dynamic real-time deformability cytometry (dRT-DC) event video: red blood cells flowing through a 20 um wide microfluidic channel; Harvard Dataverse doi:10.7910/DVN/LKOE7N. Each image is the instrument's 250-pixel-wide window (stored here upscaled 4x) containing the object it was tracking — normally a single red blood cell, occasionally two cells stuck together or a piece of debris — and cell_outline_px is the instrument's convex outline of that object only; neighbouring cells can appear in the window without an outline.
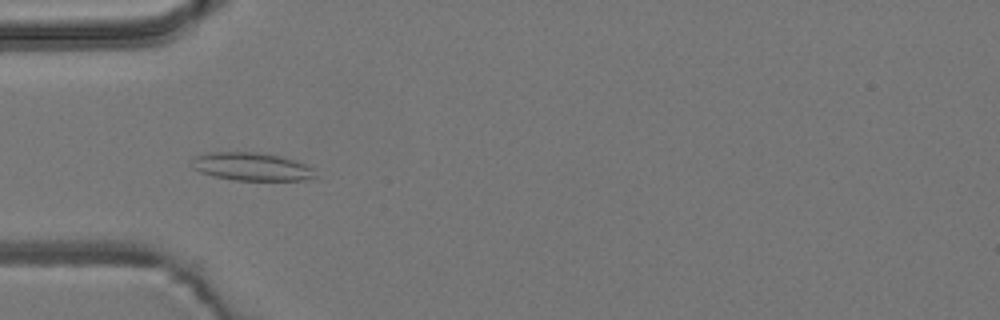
{"species": "common noctule bat (a hibernating species)", "species_latin": "Nyctalus noctula", "temperature_condition": "room temperature", "stored_images_in_passage": 43, "camera_frame_rate_fps": 3000, "um_per_image_px": 0.085, "animal": {"sex": "male", "body_mass_g": 19.2, "forearm_length_mm": 51.8}, "frame": {"image": 1, "passage_image": 16, "time_ms": 5.0, "image_size_px": [1000, 320], "cell_outline_px": [[316, 176], [304, 180], [236, 180], [212, 176], [200, 172], [192, 168], [192, 156], [208, 152], [256, 152], [280, 156], [296, 160], [312, 168]], "centroid_in_image_um": [21.33, 14.15], "position_along_channel_um": 63.7, "area_um2": 20.23}}
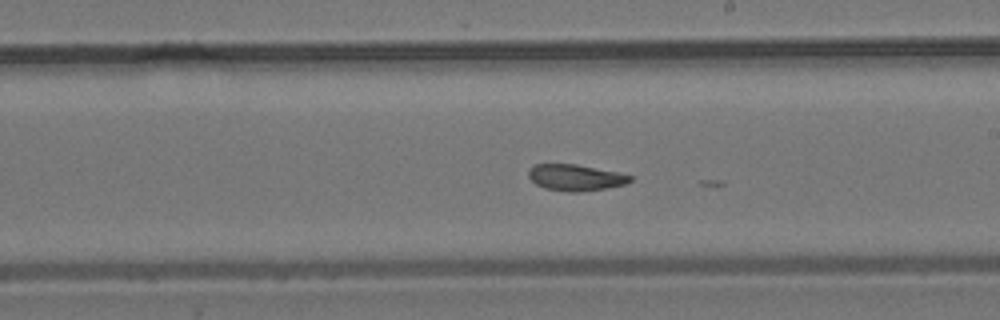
{"frame": {"image": 2, "passage_image": 30, "time_ms": 9.667, "image_size_px": [1000, 320], "cell_outline_px": [[632, 180], [624, 184], [604, 188], [576, 192], [568, 192], [544, 188], [536, 184], [528, 176], [528, 172], [536, 164], [576, 164], [616, 172], [632, 176]], "centroid_in_image_um": [48.89, 15.09], "position_along_channel_um": 240.1, "area_um2": 15.26}}
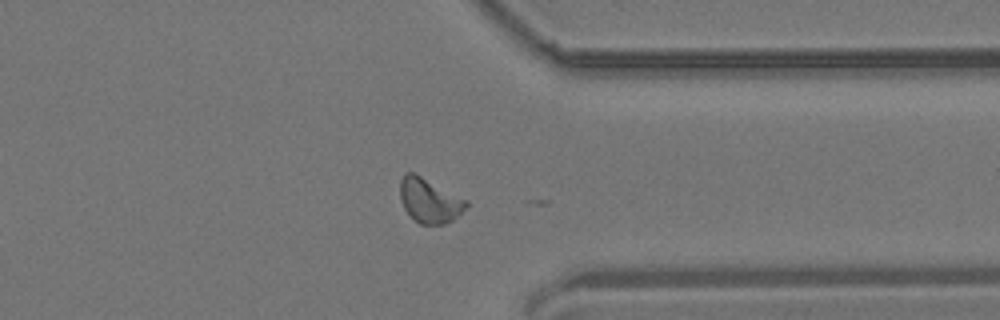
{"frame": {"image": 3, "passage_image": 41, "time_ms": 13.333, "image_size_px": [1000, 320], "cell_outline_px": [[468, 204], [452, 220], [444, 224], [420, 224], [404, 208], [400, 196], [400, 180], [404, 172], [412, 172], [468, 200]], "centroid_in_image_um": [36.48, 17.03], "position_along_channel_um": 374.9, "area_um2": 16.7}}